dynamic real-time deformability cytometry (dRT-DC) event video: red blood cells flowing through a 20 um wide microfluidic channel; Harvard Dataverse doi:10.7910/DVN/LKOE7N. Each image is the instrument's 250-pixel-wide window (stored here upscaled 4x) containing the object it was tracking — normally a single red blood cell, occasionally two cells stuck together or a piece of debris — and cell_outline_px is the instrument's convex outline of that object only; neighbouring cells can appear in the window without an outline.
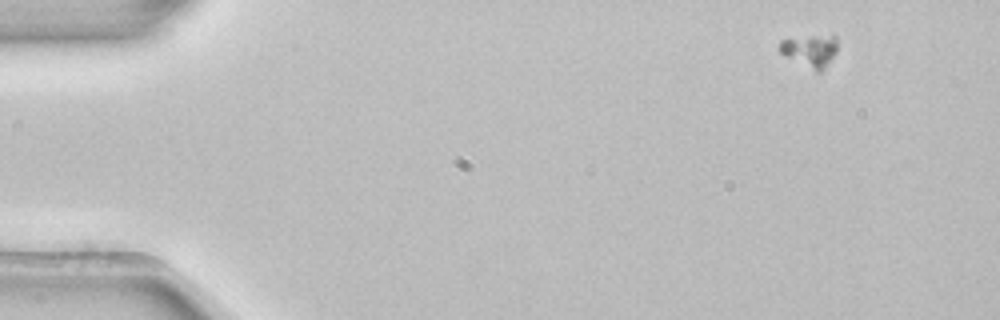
{"species": "common noctule bat (a hibernating species)", "species_latin": "Nyctalus noctula", "temperature_condition": "room temperature", "stored_images_in_passage": 4, "camera_frame_rate_fps": 3000, "um_per_image_px": 0.085, "animal": {"sex": "female", "body_mass_g": 22.7, "forearm_length_mm": 54.2}, "frame": {"image": 1, "passage_image": 1, "time_ms": 0.0, "image_size_px": [1000, 320], "cell_outline_px": [[836, 52], [824, 68], [820, 72], [816, 72], [780, 52], [780, 40], [832, 32], [836, 36]], "centroid_in_image_um": [68.92, 4.25], "position_along_channel_um": 16.1, "area_um2": 10.92}}